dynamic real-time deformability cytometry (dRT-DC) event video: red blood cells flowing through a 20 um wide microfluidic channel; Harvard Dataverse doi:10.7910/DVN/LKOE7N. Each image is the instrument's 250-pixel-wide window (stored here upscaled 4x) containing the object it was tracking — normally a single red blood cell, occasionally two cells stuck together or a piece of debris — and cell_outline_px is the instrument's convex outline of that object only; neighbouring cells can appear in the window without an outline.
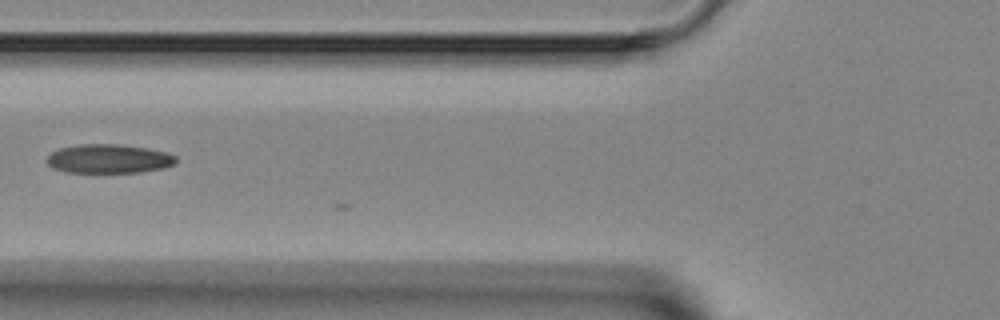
{"species": "Egyptian fruit bat (a non-hibernating species)", "species_latin": "Rousettus aegyptiacus", "temperature_condition": "room temperature", "stored_images_in_passage": 2, "camera_frame_rate_fps": 3000, "um_per_image_px": 0.085, "animal": {"sex": "female"}, "frame": {"image": 1, "passage_image": 2, "time_ms": 1.0, "image_size_px": [1000, 320], "cell_outline_px": [[176, 164], [160, 168], [140, 172], [68, 172], [56, 168], [48, 164], [48, 156], [52, 152], [60, 148], [80, 144], [120, 144], [148, 148], [168, 152], [176, 156]], "centroid_in_image_um": [9.29, 13.48], "position_along_channel_um": 116.5, "area_um2": 21.62}}